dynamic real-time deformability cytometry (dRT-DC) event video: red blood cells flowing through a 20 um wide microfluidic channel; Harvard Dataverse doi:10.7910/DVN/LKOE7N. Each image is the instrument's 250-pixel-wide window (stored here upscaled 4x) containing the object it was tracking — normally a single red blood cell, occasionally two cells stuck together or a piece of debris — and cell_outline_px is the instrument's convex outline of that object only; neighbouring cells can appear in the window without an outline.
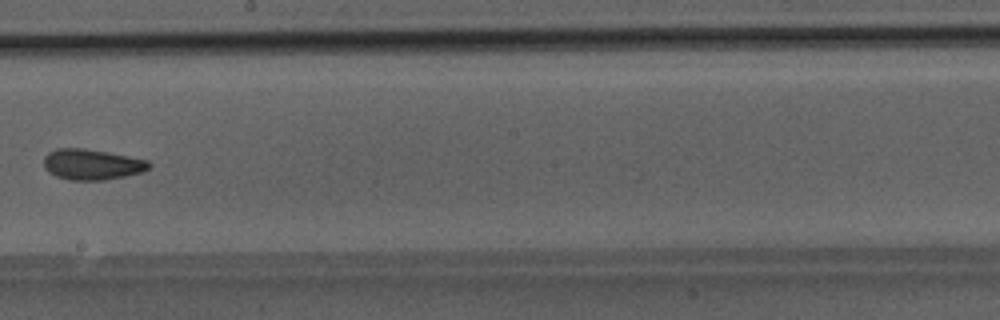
{"species": "Egyptian fruit bat (a non-hibernating species)", "species_latin": "Rousettus aegyptiacus", "temperature_condition": "room temperature", "stored_images_in_passage": 8, "camera_frame_rate_fps": 3000, "um_per_image_px": 0.085, "animal": {"sex": "male"}, "frame": {"image": 1, "passage_image": 8, "time_ms": 2.333, "image_size_px": [1000, 320], "cell_outline_px": [[152, 164], [144, 172], [104, 180], [68, 180], [56, 176], [48, 172], [44, 168], [44, 156], [48, 152], [56, 148], [84, 148], [108, 152], [148, 160]], "centroid_in_image_um": [7.8, 13.97], "position_along_channel_um": 240.4, "area_um2": 18.96}}